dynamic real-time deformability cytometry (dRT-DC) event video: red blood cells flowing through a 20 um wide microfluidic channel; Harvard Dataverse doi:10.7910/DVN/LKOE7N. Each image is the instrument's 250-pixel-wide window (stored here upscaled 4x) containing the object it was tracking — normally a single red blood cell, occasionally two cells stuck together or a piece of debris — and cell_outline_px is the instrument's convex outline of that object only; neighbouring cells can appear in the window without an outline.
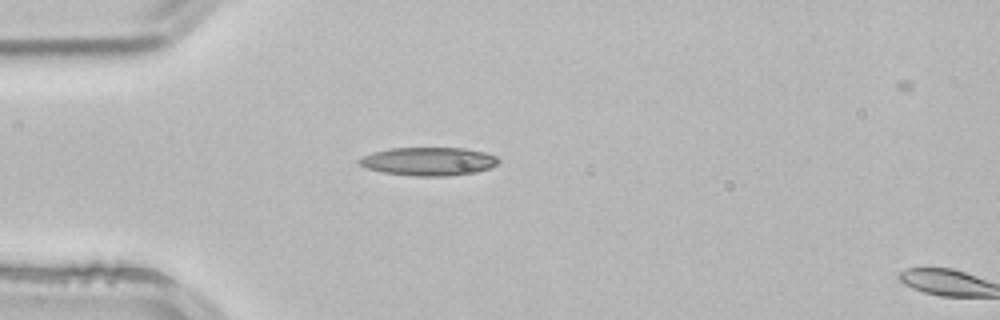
{"species": "common noctule bat (a hibernating species)", "species_latin": "Nyctalus noctula", "temperature_condition": "room temperature", "stored_images_in_passage": 2, "segment_of_instrument_passage": [1, 2], "camera_frame_rate_fps": 3000, "um_per_image_px": 0.085, "animal": {"sex": "male", "body_mass_g": 21.5, "forearm_length_mm": 52.0}, "frame": {"image": 1, "passage_image": 1, "time_ms": 0.0, "image_size_px": [1000, 320], "cell_outline_px": [[500, 160], [496, 164], [488, 168], [476, 172], [448, 176], [416, 176], [384, 172], [368, 168], [360, 164], [356, 160], [372, 152], [392, 148], [464, 148], [484, 152], [496, 156]], "centroid_in_image_um": [36.44, 13.71], "position_along_channel_um": 48.6, "area_um2": 22.77}}